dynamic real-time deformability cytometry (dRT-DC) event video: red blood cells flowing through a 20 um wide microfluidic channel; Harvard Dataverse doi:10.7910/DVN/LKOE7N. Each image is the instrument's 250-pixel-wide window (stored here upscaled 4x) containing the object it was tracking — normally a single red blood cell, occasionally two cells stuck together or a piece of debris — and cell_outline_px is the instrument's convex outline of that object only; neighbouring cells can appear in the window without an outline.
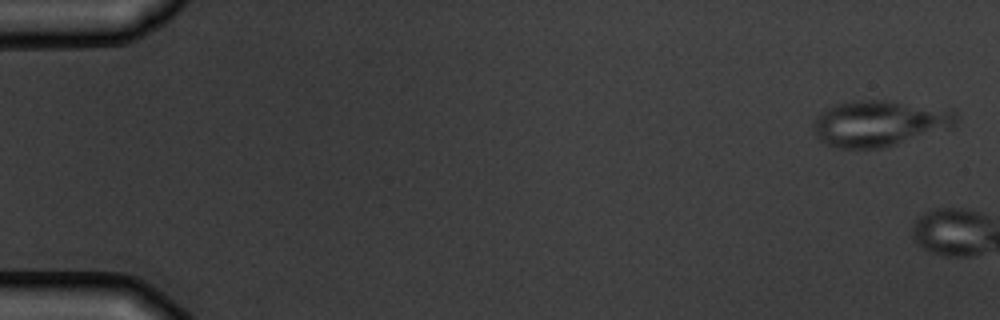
{"species": "common noctule bat (a hibernating species)", "species_latin": "Nyctalus noctula", "temperature_condition": "warm", "stored_images_in_passage": 3, "camera_frame_rate_fps": 3000, "um_per_image_px": 0.085, "animal": {"sex": "male", "body_mass_g": 19.5, "forearm_length_mm": 54.6}, "frame": {"image": 1, "passage_image": 1, "time_ms": 0.0, "image_size_px": [1000, 320], "cell_outline_px": [[960, 116], [956, 124], [952, 128], [896, 144], [880, 148], [840, 148], [828, 144], [820, 140], [816, 136], [812, 128], [812, 124], [828, 108], [836, 104], [852, 100], [892, 100], [952, 112]], "centroid_in_image_um": [74.73, 10.49], "position_along_channel_um": 10.3, "area_um2": 37.69}}